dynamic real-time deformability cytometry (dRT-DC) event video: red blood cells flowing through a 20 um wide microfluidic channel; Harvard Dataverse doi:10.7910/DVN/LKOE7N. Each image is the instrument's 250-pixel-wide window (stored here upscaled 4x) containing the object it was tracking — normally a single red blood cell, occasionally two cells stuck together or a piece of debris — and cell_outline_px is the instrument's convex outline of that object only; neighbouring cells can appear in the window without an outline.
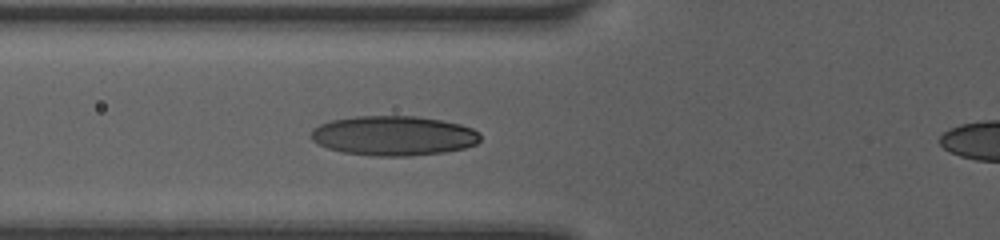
{"species": "human", "species_latin": "Homo sapiens", "temperature_condition": "room temperature", "stored_images_in_passage": 7, "segment_of_instrument_passage": [1, 2], "camera_frame_rate_fps": 3000, "um_per_image_px": 0.085, "donor": {"sex": "female"}, "frame": {"image": 1, "passage_image": 6, "time_ms": 5.0, "image_size_px": [1000, 240], "cell_outline_px": [[480, 140], [476, 144], [464, 148], [444, 152], [412, 156], [372, 156], [344, 152], [328, 148], [316, 144], [312, 140], [312, 128], [320, 124], [332, 120], [356, 116], [416, 116], [440, 120], [460, 124], [472, 128], [480, 132]], "centroid_in_image_um": [33.46, 11.54], "position_along_channel_um": 92.3, "area_um2": 39.25}}